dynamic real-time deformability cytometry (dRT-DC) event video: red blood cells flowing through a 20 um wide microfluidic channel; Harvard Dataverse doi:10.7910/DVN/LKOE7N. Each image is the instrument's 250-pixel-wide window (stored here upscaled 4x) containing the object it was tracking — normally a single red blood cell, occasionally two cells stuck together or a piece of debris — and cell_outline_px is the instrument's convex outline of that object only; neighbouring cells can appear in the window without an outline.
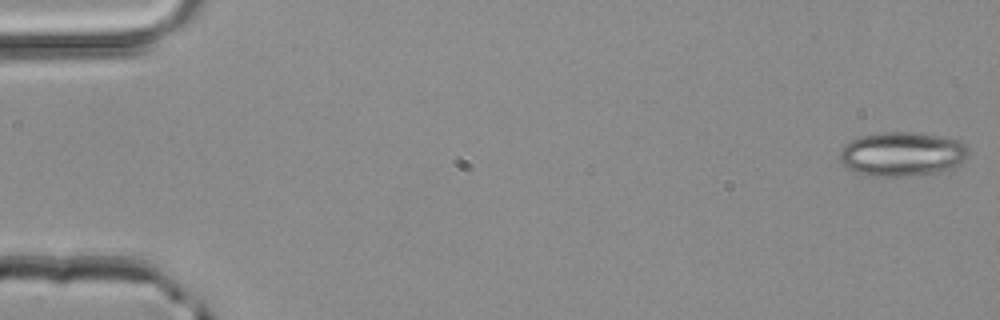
{"species": "common noctule bat (a hibernating species)", "species_latin": "Nyctalus noctula", "temperature_condition": "room temperature", "stored_images_in_passage": 50, "camera_frame_rate_fps": 3000, "um_per_image_px": 0.085, "animal": {"sex": "male", "body_mass_g": 20.4}, "frame": {"image": 1, "passage_image": 1, "time_ms": 0.0, "image_size_px": [1000, 320], "cell_outline_px": [[968, 156], [952, 172], [912, 176], [868, 176], [856, 172], [848, 168], [840, 160], [840, 148], [844, 144], [860, 136], [884, 132], [908, 132], [940, 136], [964, 140], [968, 148]], "centroid_in_image_um": [76.76, 13.12], "position_along_channel_um": 8.2, "area_um2": 33.99}}
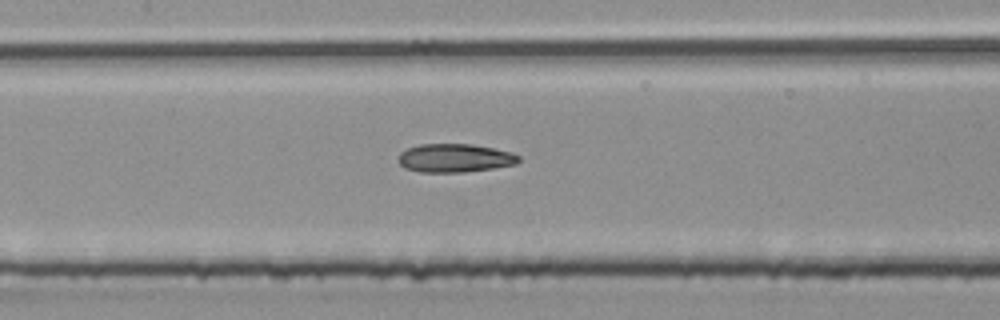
{"frame": {"image": 2, "passage_image": 24, "time_ms": 7.667, "image_size_px": [1000, 320], "cell_outline_px": [[520, 160], [516, 164], [492, 168], [464, 172], [420, 172], [404, 168], [396, 160], [400, 152], [408, 148], [420, 144], [472, 144], [512, 152], [520, 156]], "centroid_in_image_um": [38.63, 13.43], "position_along_channel_um": 168.8, "area_um2": 20.06}}
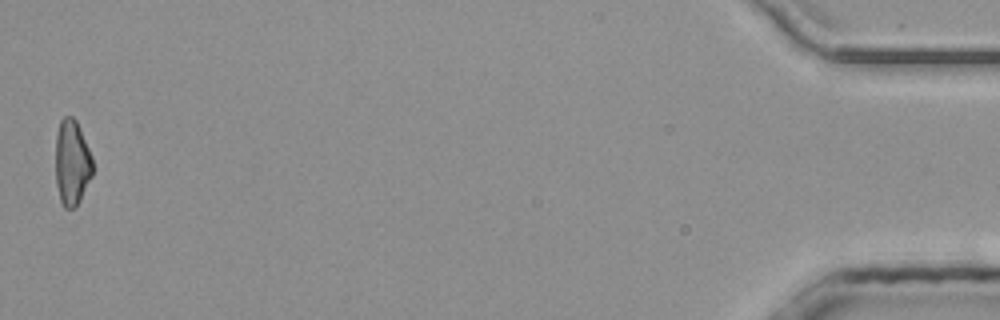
{"frame": {"image": 3, "passage_image": 50, "time_ms": 16.333, "image_size_px": [1000, 320], "cell_outline_px": [[92, 176], [76, 208], [64, 208], [60, 200], [56, 184], [56, 132], [60, 120], [64, 116], [72, 116], [76, 120], [80, 128], [92, 156]], "centroid_in_image_um": [6.11, 13.82], "position_along_channel_um": 429.1, "area_um2": 18.61}, "authors_computed_cell_mechanics": {"area_um2": 19.9699, "velocity_mm_per_s": 4.1664, "shape_relaxation_time_tau1_ms": 4.6512, "shape_relaxation_time_tau2_ms": 3.287, "deformation_change_tau1": 0.1533, "deformation_change_tau2": 0.1287}}